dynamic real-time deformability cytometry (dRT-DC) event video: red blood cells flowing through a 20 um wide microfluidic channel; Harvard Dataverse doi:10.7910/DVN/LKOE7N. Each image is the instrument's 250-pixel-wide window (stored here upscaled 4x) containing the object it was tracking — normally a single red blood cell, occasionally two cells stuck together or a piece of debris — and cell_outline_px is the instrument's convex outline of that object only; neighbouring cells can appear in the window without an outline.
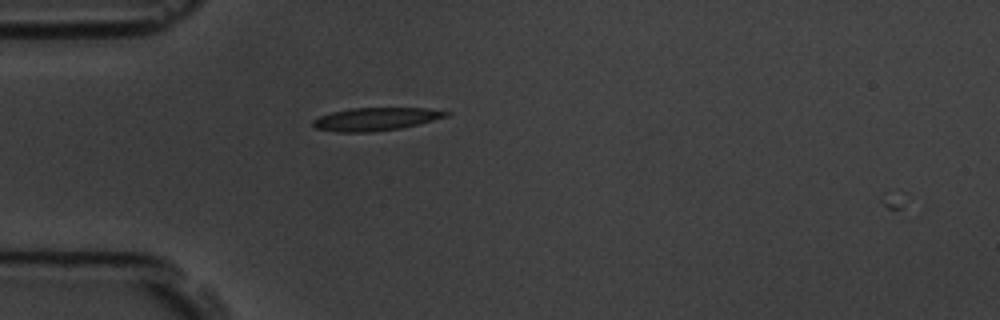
{"species": "common noctule bat (a hibernating species)", "species_latin": "Nyctalus noctula", "temperature_condition": "room temperature", "stored_images_in_passage": 1, "camera_frame_rate_fps": 3000, "um_per_image_px": 0.085, "animal": {"sex": "male", "body_mass_g": 19.5, "forearm_length_mm": 54.6}, "frame": {"image": 1, "passage_image": 1, "time_ms": 0.0, "image_size_px": [1000, 320], "cell_outline_px": [[452, 112], [448, 116], [400, 128], [372, 132], [336, 132], [316, 128], [312, 124], [312, 120], [320, 116], [332, 112], [352, 108], [428, 108]], "centroid_in_image_um": [31.92, 10.12], "position_along_channel_um": 53.1, "area_um2": 17.69}}